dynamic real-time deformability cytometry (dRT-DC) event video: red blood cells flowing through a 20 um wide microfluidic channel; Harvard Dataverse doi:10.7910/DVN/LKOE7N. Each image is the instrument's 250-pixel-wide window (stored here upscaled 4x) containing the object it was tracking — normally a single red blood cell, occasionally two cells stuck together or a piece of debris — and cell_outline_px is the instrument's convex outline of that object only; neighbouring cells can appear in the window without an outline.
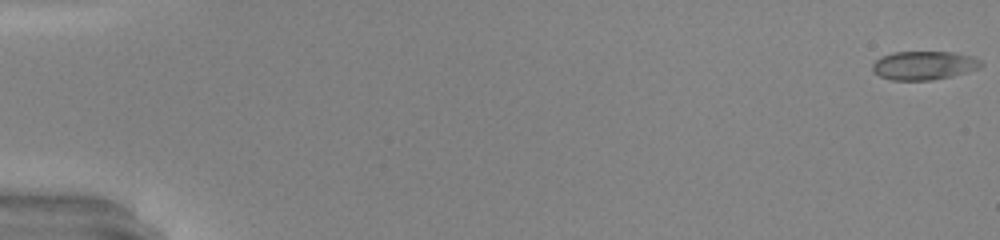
{"species": "common noctule bat (a hibernating species)", "species_latin": "Nyctalus noctula", "temperature_condition": "warm", "stored_images_in_passage": 50, "camera_frame_rate_fps": 3000, "um_per_image_px": 0.085, "animal": {"sex": "male", "body_mass_g": 20.0, "forearm_length_mm": 53.3}, "frame": {"image": 1, "passage_image": 1, "time_ms": 0.0, "image_size_px": [1000, 240], "cell_outline_px": [[984, 64], [980, 68], [952, 76], [932, 80], [892, 80], [880, 76], [872, 72], [872, 64], [880, 56], [892, 52], [952, 52], [972, 56], [980, 60]], "centroid_in_image_um": [78.52, 5.56], "position_along_channel_um": 6.5, "area_um2": 18.26}}
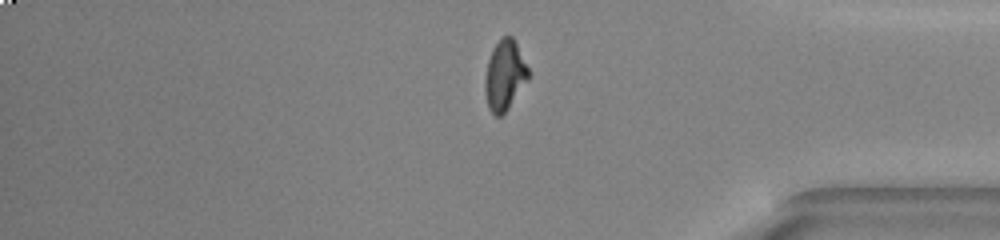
{"frame": {"image": 2, "passage_image": 42, "time_ms": 13.667, "image_size_px": [1000, 240], "cell_outline_px": [[532, 72], [528, 80], [508, 108], [500, 116], [496, 116], [488, 108], [484, 92], [484, 80], [488, 60], [492, 48], [500, 36], [512, 36], [516, 40]], "centroid_in_image_um": [42.92, 6.34], "position_along_channel_um": 392.3, "area_um2": 18.26}}
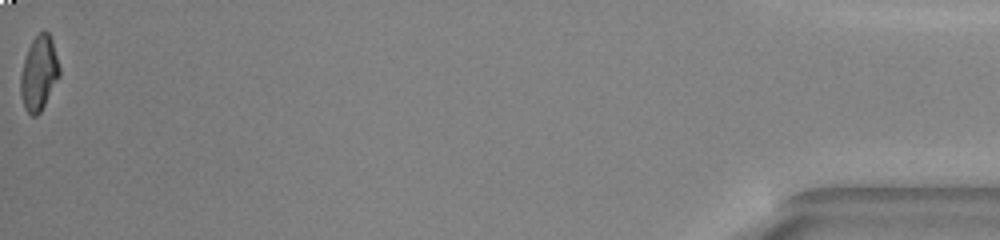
{"frame": {"image": 3, "passage_image": 50, "time_ms": 16.333, "image_size_px": [1000, 240], "cell_outline_px": [[60, 76], [40, 112], [36, 116], [32, 116], [24, 108], [20, 96], [20, 76], [24, 60], [28, 48], [32, 40], [44, 28], [48, 32], [52, 40], [60, 68]], "centroid_in_image_um": [3.3, 6.22], "position_along_channel_um": 431.9, "area_um2": 16.88}, "authors_computed_cell_mechanics": {"area_um2": 18.1781, "velocity_mm_per_s": 4.2804, "shape_relaxation_time_tau1_ms": 6.8909, "shape_relaxation_time_tau2_ms": 0.8304, "deformation_change_tau1": 0.2455, "deformation_change_tau2": 0.079}}